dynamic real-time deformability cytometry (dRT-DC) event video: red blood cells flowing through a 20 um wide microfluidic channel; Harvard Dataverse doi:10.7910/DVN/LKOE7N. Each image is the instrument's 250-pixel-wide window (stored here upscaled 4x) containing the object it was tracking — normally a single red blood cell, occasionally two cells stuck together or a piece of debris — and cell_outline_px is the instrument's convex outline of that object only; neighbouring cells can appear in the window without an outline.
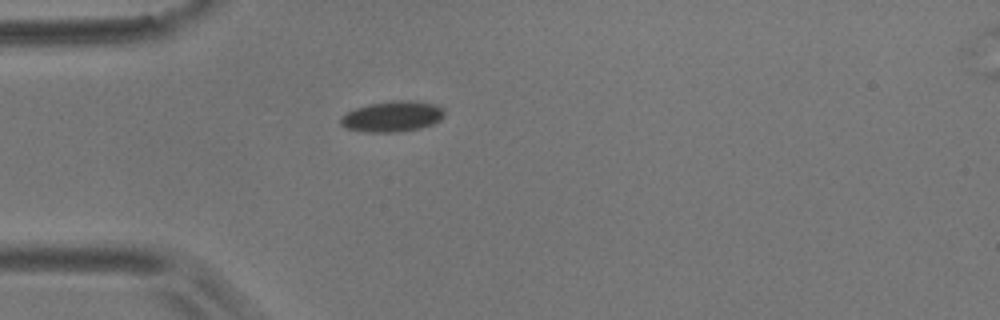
{"species": "common noctule bat (a hibernating species)", "species_latin": "Nyctalus noctula", "temperature_condition": "room temperature", "stored_images_in_passage": 47, "camera_frame_rate_fps": 3000, "um_per_image_px": 0.085, "animal": {"sex": "male", "body_mass_g": 17.9}, "frame": {"image": 1, "passage_image": 1, "time_ms": 0.0, "image_size_px": [1000, 320], "cell_outline_px": [[444, 116], [440, 120], [432, 124], [420, 128], [396, 132], [364, 132], [348, 128], [340, 124], [340, 120], [348, 112], [356, 108], [368, 104], [392, 100], [412, 100], [432, 104], [444, 108]], "centroid_in_image_um": [33.37, 9.89], "position_along_channel_um": 51.6, "area_um2": 18.44}}
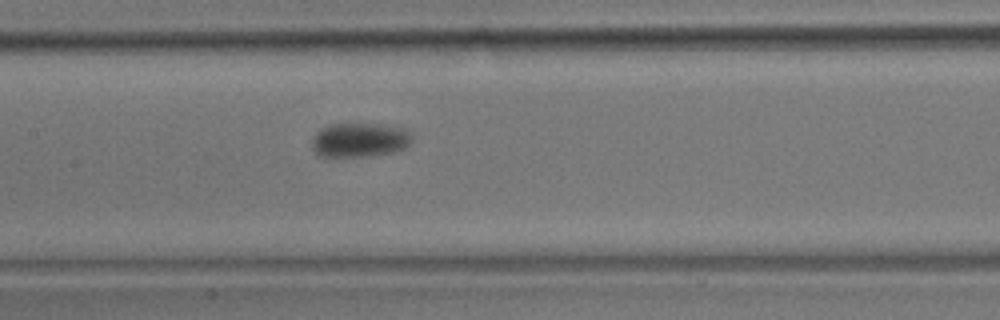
{"frame": {"image": 2, "passage_image": 14, "time_ms": 4.333, "image_size_px": [1000, 320], "cell_outline_px": [[412, 140], [404, 148], [392, 152], [368, 156], [332, 160], [320, 156], [312, 148], [312, 136], [320, 128], [332, 124], [392, 124], [404, 128], [408, 132]], "centroid_in_image_um": [30.5, 11.93], "position_along_channel_um": 176.9, "area_um2": 20.69}}
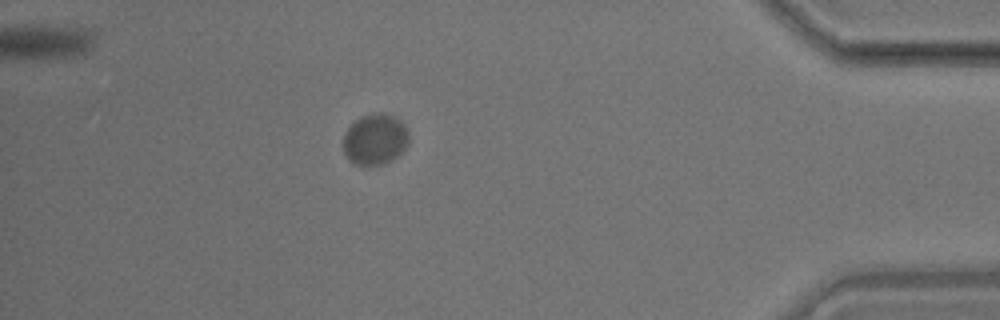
{"frame": {"image": 3, "passage_image": 40, "time_ms": 13.0, "image_size_px": [1000, 320], "cell_outline_px": [[408, 144], [392, 160], [384, 164], [352, 164], [348, 160], [344, 152], [344, 132], [360, 116], [376, 112], [380, 112], [396, 116], [404, 124], [408, 132]], "centroid_in_image_um": [31.88, 11.82], "position_along_channel_um": 403.3, "area_um2": 19.48}, "authors_computed_cell_mechanics": {"area_um2": 19.652, "velocity_mm_per_s": 3.1368, "shape_relaxation_time_tau1_ms": 3.4316, "shape_relaxation_time_tau2_ms": null, "deformation_change_tau1": 0.0828, "deformation_change_tau2": null}}